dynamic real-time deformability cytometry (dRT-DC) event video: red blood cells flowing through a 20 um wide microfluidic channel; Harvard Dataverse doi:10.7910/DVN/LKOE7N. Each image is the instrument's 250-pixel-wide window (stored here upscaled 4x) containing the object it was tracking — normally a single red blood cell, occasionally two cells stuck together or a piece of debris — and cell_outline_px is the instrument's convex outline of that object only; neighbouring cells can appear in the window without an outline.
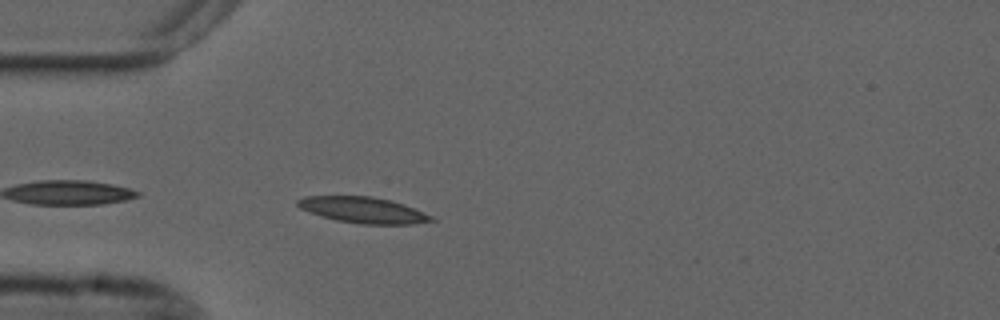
{"species": "common noctule bat (a hibernating species)", "species_latin": "Nyctalus noctula", "temperature_condition": "cold", "stored_images_in_passage": 41, "camera_frame_rate_fps": 3000, "um_per_image_px": 0.085, "animal": {"sex": "male", "forearm_length_mm": 52.5}, "frame": {"image": 1, "passage_image": 3, "time_ms": 0.667, "image_size_px": [1000, 320], "cell_outline_px": [[436, 220], [412, 224], [360, 224], [336, 220], [320, 216], [300, 208], [296, 204], [296, 200], [304, 196], [372, 196], [392, 200], [404, 204], [424, 212], [432, 216]], "centroid_in_image_um": [30.86, 17.85], "position_along_channel_um": 54.1, "area_um2": 20.35}}
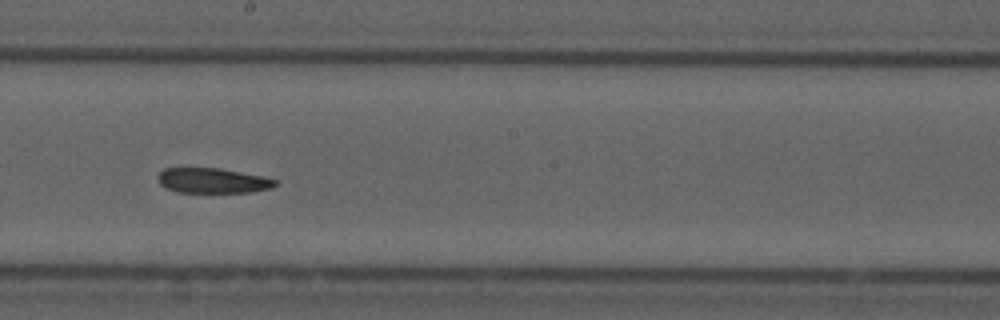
{"frame": {"image": 2, "passage_image": 18, "time_ms": 5.667, "image_size_px": [1000, 320], "cell_outline_px": [[276, 184], [272, 188], [252, 192], [176, 192], [164, 188], [160, 184], [156, 176], [164, 168], [220, 168], [264, 176], [276, 180]], "centroid_in_image_um": [18.05, 15.35], "position_along_channel_um": 230.1, "area_um2": 17.28}}
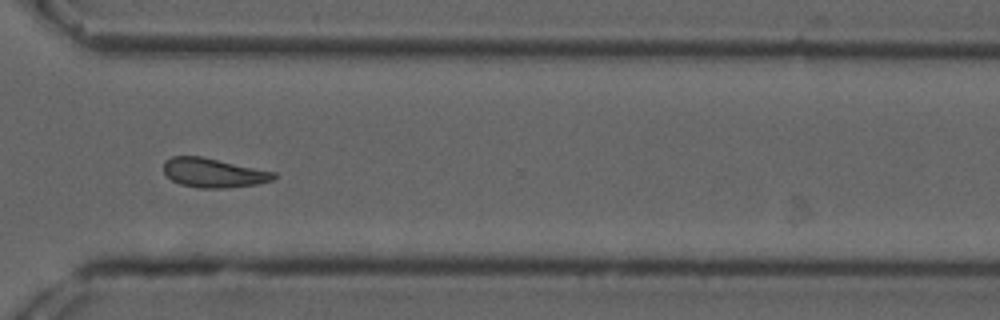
{"frame": {"image": 3, "passage_image": 28, "time_ms": 9.0, "image_size_px": [1000, 320], "cell_outline_px": [[276, 176], [272, 180], [256, 184], [228, 188], [200, 188], [180, 184], [172, 180], [164, 172], [164, 160], [172, 156], [200, 156], [276, 172]], "centroid_in_image_um": [18.13, 14.69], "position_along_channel_um": 352.5, "area_um2": 18.67}, "authors_computed_cell_mechanics": {"area_um2": 18.7272, "velocity_mm_per_s": 3.6685, "shape_relaxation_time_tau1_ms": null, "shape_relaxation_time_tau2_ms": 10.15, "deformation_change_tau1": null, "deformation_change_tau2": 0.1719}}